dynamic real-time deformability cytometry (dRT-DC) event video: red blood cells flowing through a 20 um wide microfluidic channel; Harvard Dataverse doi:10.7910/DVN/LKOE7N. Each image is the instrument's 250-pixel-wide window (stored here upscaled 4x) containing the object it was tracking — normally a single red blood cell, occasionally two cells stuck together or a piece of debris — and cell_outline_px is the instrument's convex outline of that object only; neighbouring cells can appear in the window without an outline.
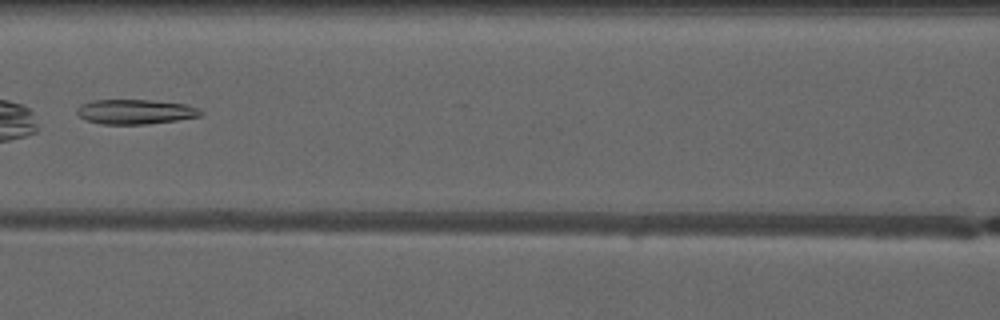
{"species": "common noctule bat (a hibernating species)", "species_latin": "Nyctalus noctula", "temperature_condition": "warm", "stored_images_in_passage": 4, "camera_frame_rate_fps": 3000, "um_per_image_px": 0.085, "animal": {"sex": "male", "forearm_length_mm": 52.5}, "frame": {"image": 1, "passage_image": 4, "time_ms": 3.333, "image_size_px": [1000, 320], "cell_outline_px": [[204, 112], [200, 116], [176, 120], [148, 124], [104, 124], [88, 120], [80, 116], [76, 112], [76, 108], [80, 104], [92, 100], [152, 100], [188, 104]], "centroid_in_image_um": [11.5, 9.49], "position_along_channel_um": 155.1, "area_um2": 17.8}}